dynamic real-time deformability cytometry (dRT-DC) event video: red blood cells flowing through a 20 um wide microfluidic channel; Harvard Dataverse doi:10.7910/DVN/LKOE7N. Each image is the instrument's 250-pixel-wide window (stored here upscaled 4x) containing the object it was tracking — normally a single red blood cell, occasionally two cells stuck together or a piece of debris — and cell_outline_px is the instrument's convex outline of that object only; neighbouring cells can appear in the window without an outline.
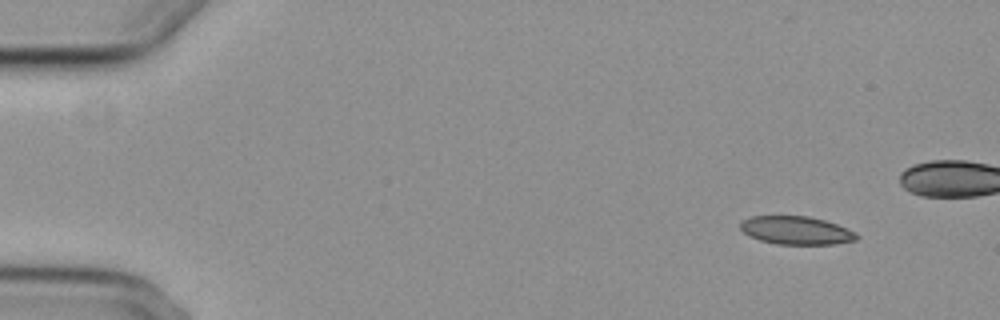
{"species": "common noctule bat (a hibernating species)", "species_latin": "Nyctalus noctula", "temperature_condition": "cold", "stored_images_in_passage": 6, "camera_frame_rate_fps": 3000, "um_per_image_px": 0.085, "animal": {"sex": "female", "body_mass_g": 29.2, "forearm_length_mm": 56.3}, "frame": {"image": 1, "passage_image": 1, "time_ms": 0.0, "image_size_px": [1000, 320], "cell_outline_px": [[860, 236], [856, 240], [836, 244], [776, 244], [760, 240], [748, 236], [740, 228], [740, 220], [752, 216], [808, 216], [824, 220], [836, 224], [856, 232]], "centroid_in_image_um": [67.67, 19.58], "position_along_channel_um": 17.3, "area_um2": 19.19}}